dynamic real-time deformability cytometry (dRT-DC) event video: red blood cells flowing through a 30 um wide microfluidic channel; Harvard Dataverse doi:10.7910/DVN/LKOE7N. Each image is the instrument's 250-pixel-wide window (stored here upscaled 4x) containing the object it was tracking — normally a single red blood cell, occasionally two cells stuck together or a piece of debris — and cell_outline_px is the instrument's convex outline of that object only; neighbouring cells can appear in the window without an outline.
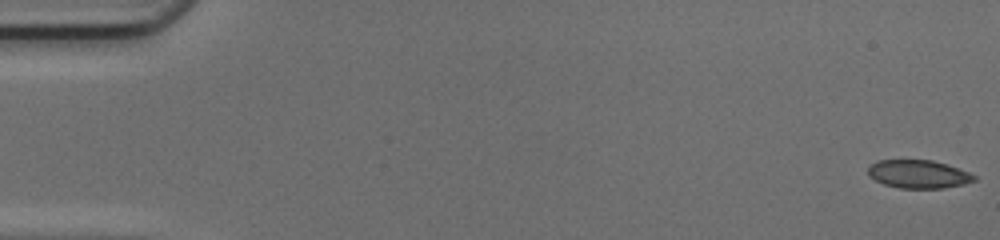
{"species": "common noctule bat (a hibernating species)", "species_latin": "Nyctalus noctula", "temperature_condition": "cold", "stored_images_in_passage": 49, "camera_frame_rate_fps": 3000, "um_per_image_px": 0.085, "animal": {"sex": "female", "body_mass_g": 17.0, "forearm_length_mm": 48.0}, "frame": {"image": 1, "passage_image": 1, "time_ms": 0.0, "image_size_px": [1000, 240], "cell_outline_px": [[976, 180], [964, 184], [944, 188], [900, 188], [884, 184], [868, 176], [868, 168], [876, 160], [932, 160], [968, 172], [976, 176]], "centroid_in_image_um": [78.05, 14.8], "position_along_channel_um": 7.0, "area_um2": 17.28}}
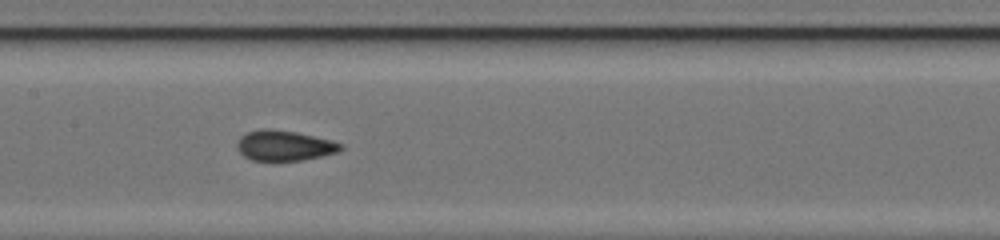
{"frame": {"image": 2, "passage_image": 25, "time_ms": 8.0, "image_size_px": [1000, 240], "cell_outline_px": [[344, 148], [340, 152], [324, 156], [304, 160], [252, 160], [244, 156], [236, 148], [236, 144], [240, 136], [248, 132], [260, 128], [272, 128], [296, 132], [332, 140], [344, 144]], "centroid_in_image_um": [24.2, 12.36], "position_along_channel_um": 183.2, "area_um2": 18.61}}
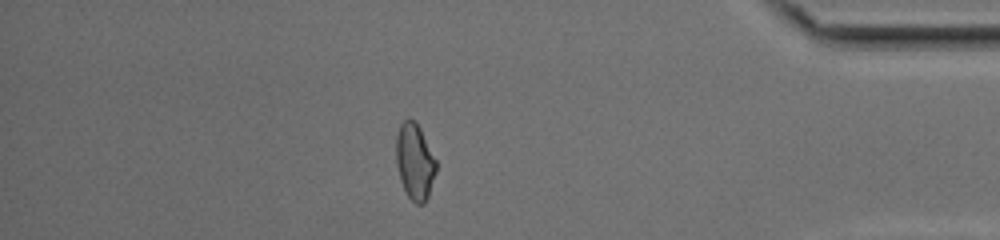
{"frame": {"image": 3, "passage_image": 43, "time_ms": 14.0, "image_size_px": [1000, 240], "cell_outline_px": [[436, 172], [428, 196], [424, 204], [416, 204], [408, 196], [400, 180], [396, 164], [396, 136], [400, 124], [408, 116], [416, 120], [436, 160]], "centroid_in_image_um": [35.24, 13.7], "position_along_channel_um": 400.0, "area_um2": 17.86}, "authors_computed_cell_mechanics": {"area_um2": 18.2648, "velocity_mm_per_s": 4.2319, "shape_relaxation_time_tau1_ms": 9.7826, "shape_relaxation_time_tau2_ms": 1.3087, "deformation_change_tau1": 0.2005, "deformation_change_tau2": 0.0438}}